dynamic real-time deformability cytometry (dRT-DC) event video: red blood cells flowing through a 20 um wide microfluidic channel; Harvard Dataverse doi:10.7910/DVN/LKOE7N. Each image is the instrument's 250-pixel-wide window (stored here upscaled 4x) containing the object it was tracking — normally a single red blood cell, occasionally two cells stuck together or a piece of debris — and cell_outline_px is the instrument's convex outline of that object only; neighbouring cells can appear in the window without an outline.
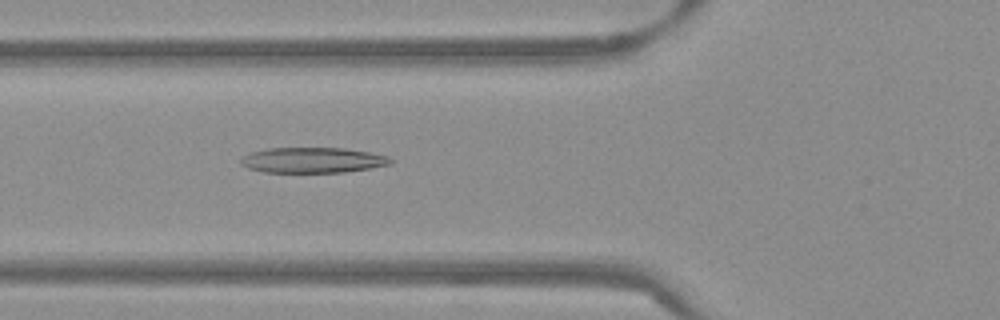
{"species": "Egyptian fruit bat (a non-hibernating species)", "species_latin": "Rousettus aegyptiacus", "temperature_condition": "warm", "stored_images_in_passage": 50, "camera_frame_rate_fps": 3000, "um_per_image_px": 0.085, "frame": {"image": 1, "passage_image": 17, "time_ms": 5.333, "image_size_px": [1000, 320], "cell_outline_px": [[392, 164], [344, 172], [264, 172], [248, 168], [240, 164], [240, 160], [244, 156], [252, 152], [268, 148], [344, 148], [368, 152], [388, 156], [392, 160]], "centroid_in_image_um": [26.57, 13.61], "position_along_channel_um": 99.2, "area_um2": 22.02}}
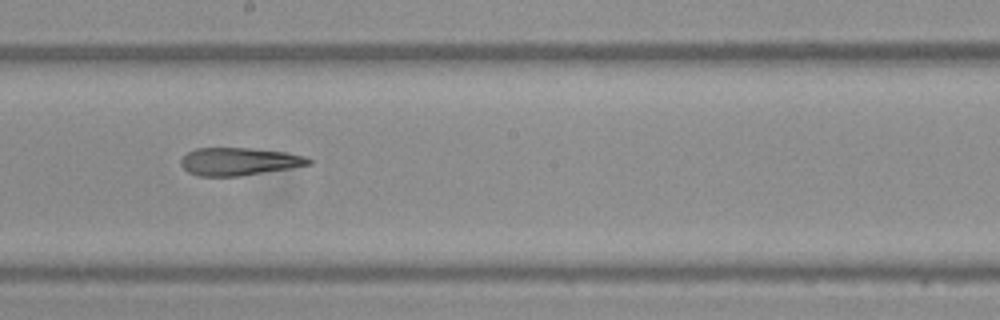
{"frame": {"image": 2, "passage_image": 27, "time_ms": 8.667, "image_size_px": [1000, 320], "cell_outline_px": [[312, 164], [240, 176], [196, 176], [188, 172], [180, 164], [180, 160], [188, 152], [196, 148], [252, 148], [284, 152], [308, 156], [312, 160]], "centroid_in_image_um": [20.31, 13.72], "position_along_channel_um": 227.9, "area_um2": 20.63}}
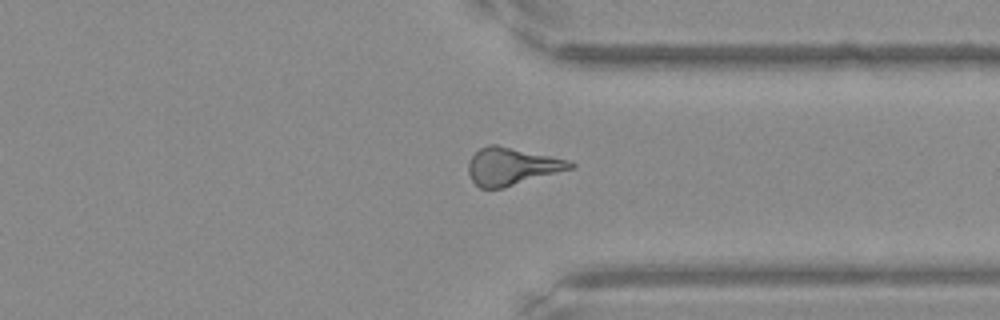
{"frame": {"image": 3, "passage_image": 38, "time_ms": 12.333, "image_size_px": [1000, 320], "cell_outline_px": [[576, 164], [572, 168], [504, 188], [480, 188], [472, 180], [468, 172], [468, 160], [480, 148], [488, 144], [496, 144], [568, 160]], "centroid_in_image_um": [43.46, 14.14], "position_along_channel_um": 367.9, "area_um2": 22.02}, "authors_computed_cell_mechanics": {"area_um2": 21.5305, "velocity_mm_per_s": 3.8395, "shape_relaxation_time_tau1_ms": null, "shape_relaxation_time_tau2_ms": 4.584, "deformation_change_tau1": null, "deformation_change_tau2": 0.191}}